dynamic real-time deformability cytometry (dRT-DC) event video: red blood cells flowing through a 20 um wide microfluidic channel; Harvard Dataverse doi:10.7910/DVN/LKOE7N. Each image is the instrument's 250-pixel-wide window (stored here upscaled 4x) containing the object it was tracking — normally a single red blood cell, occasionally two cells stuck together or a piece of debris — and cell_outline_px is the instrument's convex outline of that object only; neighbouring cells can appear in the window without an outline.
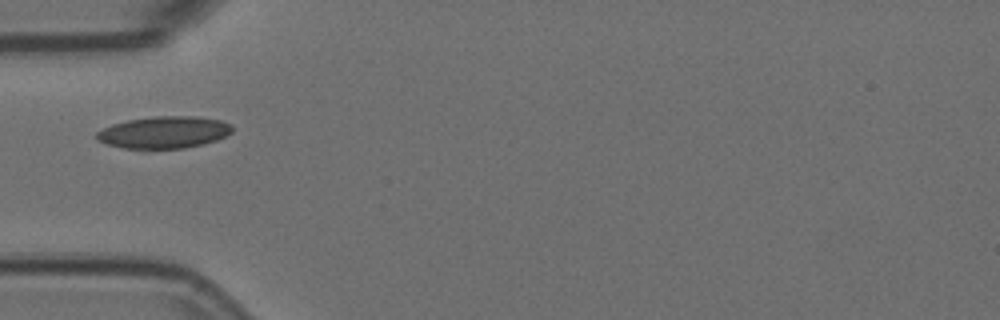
{"species": "Egyptian fruit bat (a non-hibernating species)", "species_latin": "Rousettus aegyptiacus", "temperature_condition": "room temperature", "stored_images_in_passage": 39, "camera_frame_rate_fps": 3000, "um_per_image_px": 0.085, "animal": {"sex": "female"}, "frame": {"image": 1, "passage_image": 1, "time_ms": 0.0, "image_size_px": [1000, 320], "cell_outline_px": [[232, 132], [216, 140], [204, 144], [184, 148], [124, 148], [108, 144], [96, 140], [96, 132], [112, 124], [128, 120], [156, 116], [196, 116], [220, 120], [232, 124]], "centroid_in_image_um": [13.95, 11.24], "position_along_channel_um": 71.0, "area_um2": 25.14}}
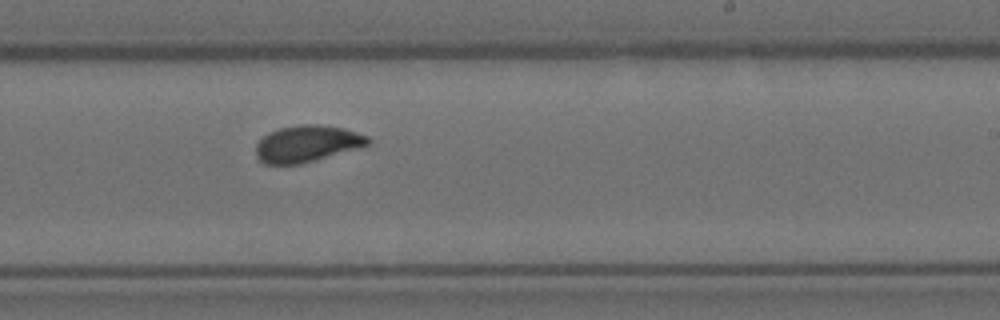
{"frame": {"image": 2, "passage_image": 17, "time_ms": 5.333, "image_size_px": [1000, 320], "cell_outline_px": [[372, 140], [368, 144], [316, 160], [300, 164], [264, 164], [256, 156], [256, 144], [268, 132], [280, 128], [300, 124], [320, 124], [344, 128], [368, 136]], "centroid_in_image_um": [26.07, 12.2], "position_along_channel_um": 262.9, "area_um2": 23.76}}
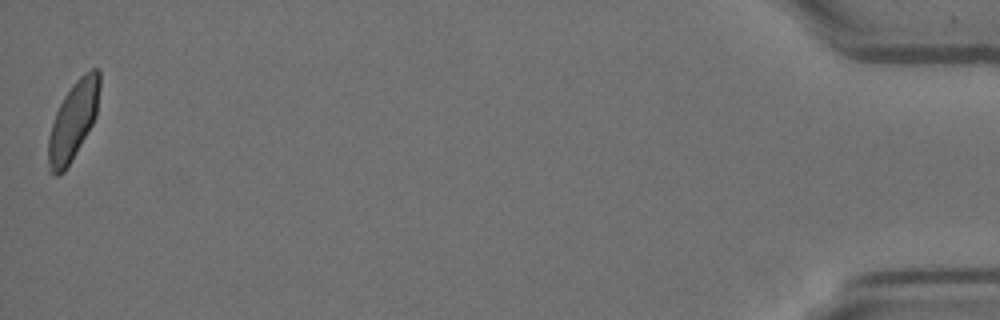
{"frame": {"image": 3, "passage_image": 39, "time_ms": 12.667, "image_size_px": [1000, 320], "cell_outline_px": [[100, 88], [96, 116], [92, 124], [76, 152], [64, 172], [60, 176], [56, 176], [48, 172], [48, 136], [56, 112], [64, 96], [72, 84], [84, 72], [92, 68], [96, 68], [100, 72]], "centroid_in_image_um": [6.21, 10.26], "position_along_channel_um": 429.0, "area_um2": 23.41}, "authors_computed_cell_mechanics": {"area_um2": 23.7558, "velocity_mm_per_s": 3.5801, "shape_relaxation_time_tau1_ms": 4.6344, "shape_relaxation_time_tau2_ms": 0.9445, "deformation_change_tau1": 0.1104, "deformation_change_tau2": 0.0461}}